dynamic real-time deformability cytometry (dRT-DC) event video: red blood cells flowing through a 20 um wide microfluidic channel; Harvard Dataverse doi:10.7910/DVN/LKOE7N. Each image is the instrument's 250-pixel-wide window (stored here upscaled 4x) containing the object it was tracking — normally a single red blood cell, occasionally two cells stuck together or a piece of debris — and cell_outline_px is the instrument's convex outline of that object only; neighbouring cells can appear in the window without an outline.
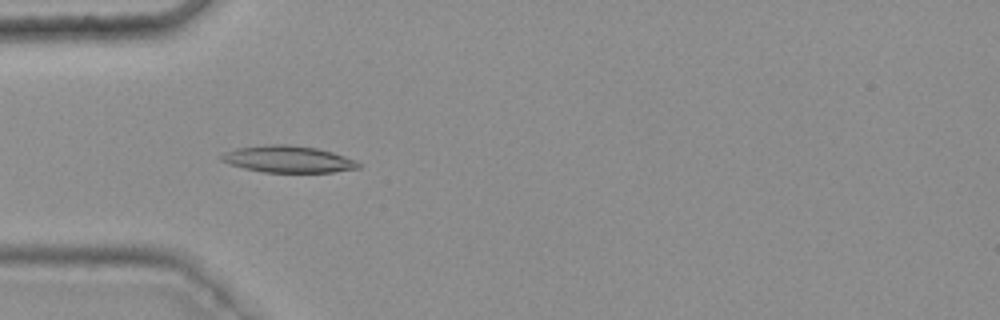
{"species": "common noctule bat (a hibernating species)", "species_latin": "Nyctalus noctula", "temperature_condition": "warm", "stored_images_in_passage": 35, "camera_frame_rate_fps": 3000, "um_per_image_px": 0.085, "animal": {"sex": "female", "body_mass_g": 25.1}, "frame": {"image": 1, "passage_image": 5, "time_ms": 1.333, "image_size_px": [1000, 320], "cell_outline_px": [[360, 168], [332, 172], [264, 172], [244, 168], [228, 164], [220, 160], [220, 156], [224, 152], [236, 148], [268, 144], [288, 144], [316, 148], [332, 152], [356, 160], [360, 164]], "centroid_in_image_um": [24.46, 13.53], "position_along_channel_um": 60.5, "area_um2": 21.39}}
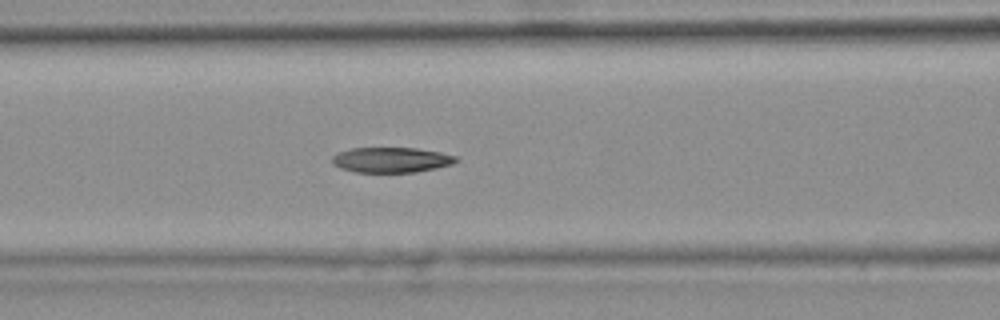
{"frame": {"image": 2, "passage_image": 11, "time_ms": 3.333, "image_size_px": [1000, 320], "cell_outline_px": [[460, 160], [452, 164], [436, 168], [416, 172], [356, 172], [340, 168], [332, 164], [332, 156], [336, 152], [352, 148], [416, 148], [440, 152], [456, 156]], "centroid_in_image_um": [33.25, 13.59], "position_along_channel_um": 133.4, "area_um2": 18.32}}
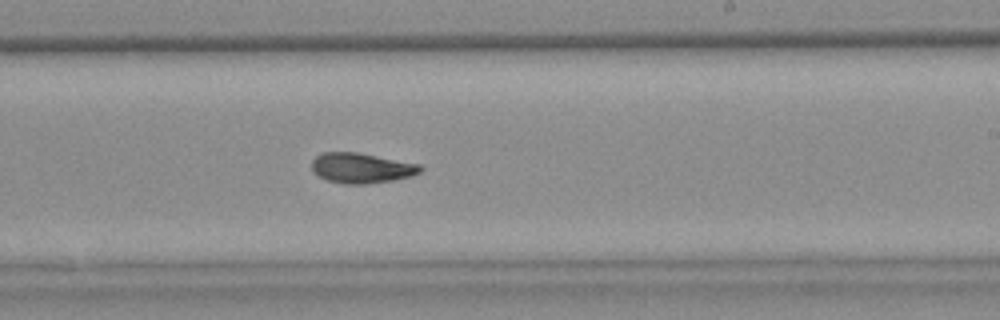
{"frame": {"image": 3, "passage_image": 21, "time_ms": 6.667, "image_size_px": [1000, 320], "cell_outline_px": [[424, 168], [420, 172], [412, 176], [392, 180], [368, 184], [344, 184], [328, 180], [312, 172], [312, 160], [316, 156], [324, 152], [356, 152], [420, 164]], "centroid_in_image_um": [30.73, 14.28], "position_along_channel_um": 258.3, "area_um2": 19.07}, "authors_computed_cell_mechanics": {"area_um2": 19.2474, "velocity_mm_per_s": 3.7567, "shape_relaxation_time_tau1_ms": 11.2371, "shape_relaxation_time_tau2_ms": 3.1426, "deformation_change_tau1": 0.2814, "deformation_change_tau2": 0.0956}}